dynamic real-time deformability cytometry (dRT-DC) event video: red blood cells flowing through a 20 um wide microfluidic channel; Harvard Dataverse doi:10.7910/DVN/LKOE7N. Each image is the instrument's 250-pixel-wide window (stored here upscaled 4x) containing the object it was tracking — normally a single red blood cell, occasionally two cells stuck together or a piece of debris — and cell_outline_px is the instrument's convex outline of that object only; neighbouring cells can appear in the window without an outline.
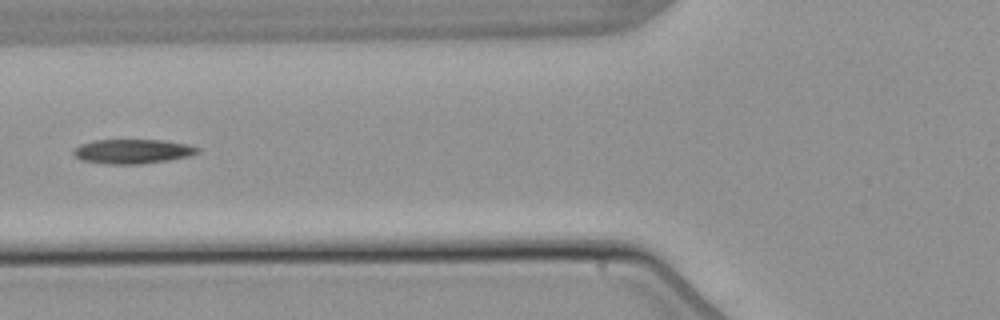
{"species": "common noctule bat (a hibernating species)", "species_latin": "Nyctalus noctula", "temperature_condition": "warm", "stored_images_in_passage": 5, "segment_of_instrument_passage": [2, 2], "camera_frame_rate_fps": 3000, "um_per_image_px": 0.085, "animal": {"sex": "male", "body_mass_g": 21.5, "forearm_length_mm": 52.0}, "frame": {"image": 1, "passage_image": 5, "time_ms": 6.0, "image_size_px": [1000, 320], "cell_outline_px": [[200, 152], [188, 156], [168, 160], [140, 164], [108, 164], [80, 160], [72, 152], [80, 144], [92, 140], [164, 140], [188, 144], [200, 148]], "centroid_in_image_um": [11.28, 12.86], "position_along_channel_um": 114.5, "area_um2": 17.69}}